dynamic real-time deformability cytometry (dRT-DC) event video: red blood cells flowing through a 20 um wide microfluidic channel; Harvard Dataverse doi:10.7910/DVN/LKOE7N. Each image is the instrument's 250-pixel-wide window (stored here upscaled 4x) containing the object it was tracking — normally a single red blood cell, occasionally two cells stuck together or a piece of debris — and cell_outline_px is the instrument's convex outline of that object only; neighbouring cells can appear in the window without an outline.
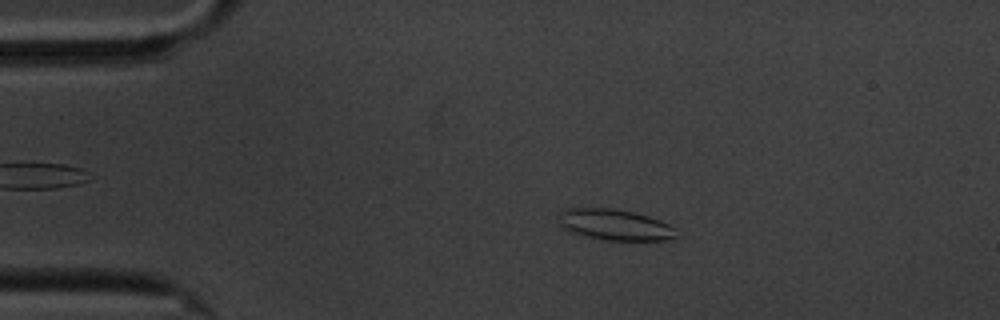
{"species": "common noctule bat (a hibernating species)", "species_latin": "Nyctalus noctula", "temperature_condition": "cold", "stored_images_in_passage": 4, "camera_frame_rate_fps": 3000, "um_per_image_px": 0.085, "animal": {"sex": "male", "body_mass_g": 20.1, "forearm_length_mm": 53.5}, "frame": {"image": 1, "passage_image": 2, "time_ms": 1.333, "image_size_px": [1000, 320], "cell_outline_px": [[676, 236], [668, 240], [600, 240], [568, 232], [560, 224], [560, 212], [568, 208], [612, 208], [636, 212], [660, 220], [676, 228]], "centroid_in_image_um": [52.26, 19.11], "position_along_channel_um": 32.7, "area_um2": 21.39}}